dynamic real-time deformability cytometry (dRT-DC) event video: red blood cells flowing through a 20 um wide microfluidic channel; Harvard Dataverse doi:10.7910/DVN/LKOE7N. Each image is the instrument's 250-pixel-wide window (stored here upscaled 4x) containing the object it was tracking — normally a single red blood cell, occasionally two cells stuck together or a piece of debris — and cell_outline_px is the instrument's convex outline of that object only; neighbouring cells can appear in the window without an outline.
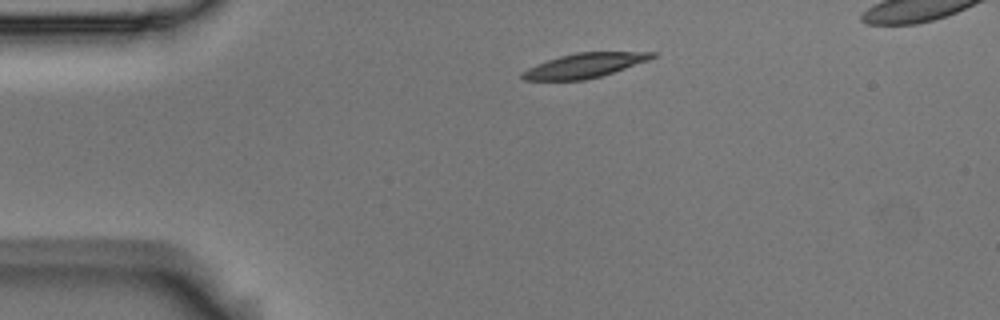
{"species": "Egyptian fruit bat (a non-hibernating species)", "species_latin": "Rousettus aegyptiacus", "temperature_condition": "room temperature", "stored_images_in_passage": 3, "segment_of_instrument_passage": [1, 2], "camera_frame_rate_fps": 3000, "um_per_image_px": 0.085, "animal": {"sex": "male"}, "frame": {"image": 1, "passage_image": 1, "time_ms": 0.0, "image_size_px": [1000, 320], "cell_outline_px": [[656, 56], [648, 60], [600, 76], [584, 80], [524, 80], [520, 76], [520, 72], [536, 64], [560, 56], [576, 52], [656, 52]], "centroid_in_image_um": [49.63, 5.56], "position_along_channel_um": 35.4, "area_um2": 18.32}}